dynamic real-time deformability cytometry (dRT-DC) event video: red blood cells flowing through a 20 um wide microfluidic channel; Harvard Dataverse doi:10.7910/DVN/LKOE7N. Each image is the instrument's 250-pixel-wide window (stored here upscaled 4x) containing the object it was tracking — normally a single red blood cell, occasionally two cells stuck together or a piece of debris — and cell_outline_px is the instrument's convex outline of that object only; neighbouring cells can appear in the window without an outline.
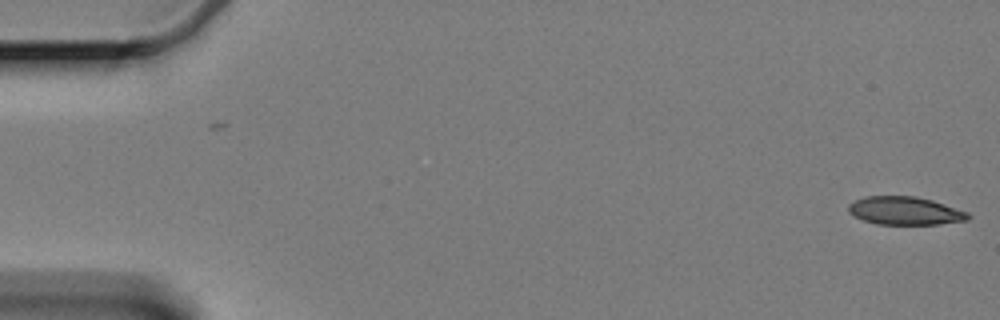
{"species": "Egyptian fruit bat (a non-hibernating species)", "species_latin": "Rousettus aegyptiacus", "temperature_condition": "cold", "stored_images_in_passage": 2, "camera_frame_rate_fps": 3000, "um_per_image_px": 0.085, "animal": {"sex": "female"}, "frame": {"image": 1, "passage_image": 2, "time_ms": 0.333, "image_size_px": [1000, 320], "cell_outline_px": [[972, 216], [968, 220], [936, 224], [876, 224], [852, 216], [848, 212], [848, 204], [864, 196], [916, 196], [932, 200], [968, 212]], "centroid_in_image_um": [76.91, 17.91], "position_along_channel_um": 8.1, "area_um2": 19.65}}